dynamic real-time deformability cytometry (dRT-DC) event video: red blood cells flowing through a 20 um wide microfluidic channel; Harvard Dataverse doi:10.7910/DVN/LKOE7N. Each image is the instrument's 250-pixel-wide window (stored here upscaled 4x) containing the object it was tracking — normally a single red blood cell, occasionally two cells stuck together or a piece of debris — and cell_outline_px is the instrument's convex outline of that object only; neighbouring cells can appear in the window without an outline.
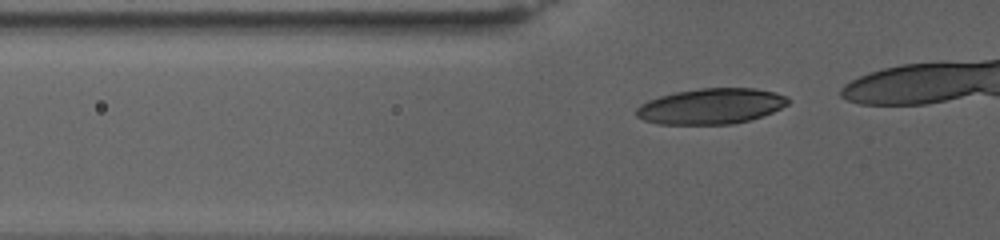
{"species": "human", "species_latin": "Homo sapiens", "temperature_condition": "warm", "stored_images_in_passage": 26, "camera_frame_rate_fps": 3000, "um_per_image_px": 0.085, "donor": {"sex": "female"}, "frame": {"image": 1, "passage_image": 16, "time_ms": 5.0, "image_size_px": [1000, 240], "cell_outline_px": [[792, 100], [788, 104], [772, 112], [748, 120], [732, 124], [660, 124], [644, 120], [636, 116], [636, 108], [640, 104], [648, 100], [660, 96], [676, 92], [700, 88], [756, 88], [776, 92], [788, 96]], "centroid_in_image_um": [60.46, 9.02], "position_along_channel_um": 65.3, "area_um2": 31.56}}
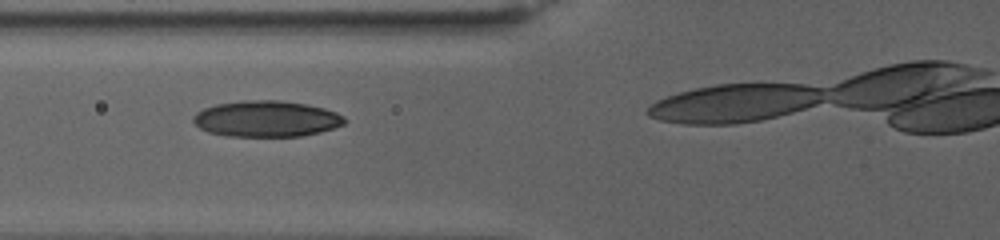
{"frame": {"image": 2, "passage_image": 21, "time_ms": 6.667, "image_size_px": [1000, 240], "cell_outline_px": [[348, 120], [344, 124], [320, 132], [300, 136], [228, 136], [208, 132], [200, 128], [192, 120], [192, 116], [196, 112], [204, 108], [216, 104], [244, 100], [280, 100], [304, 104], [324, 108], [336, 112], [344, 116]], "centroid_in_image_um": [22.64, 10.09], "position_along_channel_um": 103.2, "area_um2": 31.85}}
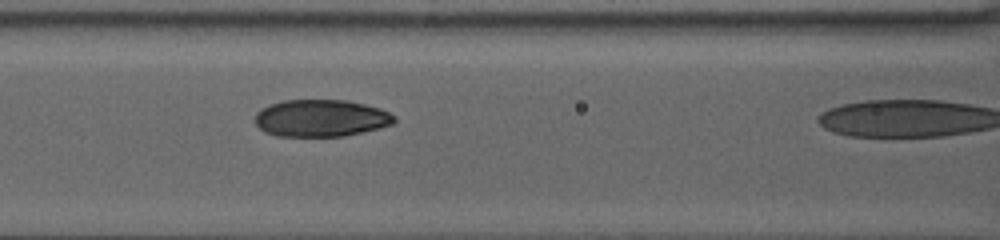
{"frame": {"image": 3, "passage_image": 25, "time_ms": 8.0, "image_size_px": [1000, 240], "cell_outline_px": [[396, 120], [392, 124], [380, 128], [344, 136], [276, 136], [264, 132], [256, 124], [256, 112], [260, 108], [268, 104], [284, 100], [348, 100], [380, 108], [396, 116]], "centroid_in_image_um": [27.27, 10.04], "position_along_channel_um": 139.3, "area_um2": 30.29}}